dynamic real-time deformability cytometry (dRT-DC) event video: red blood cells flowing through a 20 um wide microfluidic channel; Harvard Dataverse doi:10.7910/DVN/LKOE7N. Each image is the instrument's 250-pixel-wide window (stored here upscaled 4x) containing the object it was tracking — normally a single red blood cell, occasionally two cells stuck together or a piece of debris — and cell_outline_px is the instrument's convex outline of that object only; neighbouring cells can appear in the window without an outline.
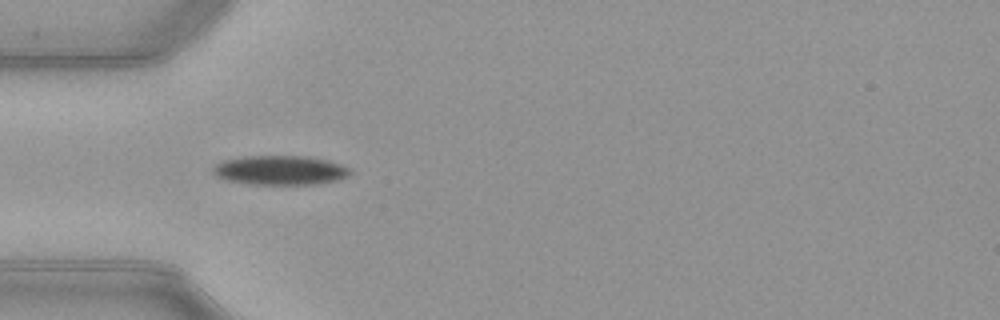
{"species": "common noctule bat (a hibernating species)", "species_latin": "Nyctalus noctula", "temperature_condition": "warm", "stored_images_in_passage": 37, "camera_frame_rate_fps": 3000, "um_per_image_px": 0.085, "animal": {"sex": "female", "body_mass_g": 21.9}, "frame": {"image": 1, "passage_image": 1, "time_ms": 0.0, "image_size_px": [1000, 320], "cell_outline_px": [[352, 172], [348, 176], [336, 180], [320, 184], [244, 184], [228, 180], [216, 176], [212, 172], [212, 168], [216, 164], [224, 160], [244, 156], [304, 156], [328, 160], [340, 164], [348, 168]], "centroid_in_image_um": [23.8, 14.47], "position_along_channel_um": 61.2, "area_um2": 23.47}}
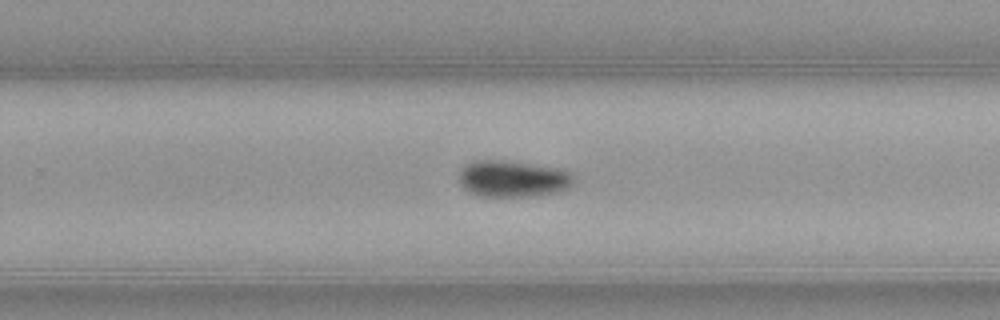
{"frame": {"image": 2, "passage_image": 18, "time_ms": 5.667, "image_size_px": [1000, 320], "cell_outline_px": [[572, 184], [568, 188], [556, 192], [536, 196], [480, 196], [468, 192], [460, 184], [460, 168], [464, 164], [472, 160], [500, 160], [528, 164], [552, 168], [568, 172], [572, 176]], "centroid_in_image_um": [43.5, 15.2], "position_along_channel_um": 286.3, "area_um2": 24.1}}
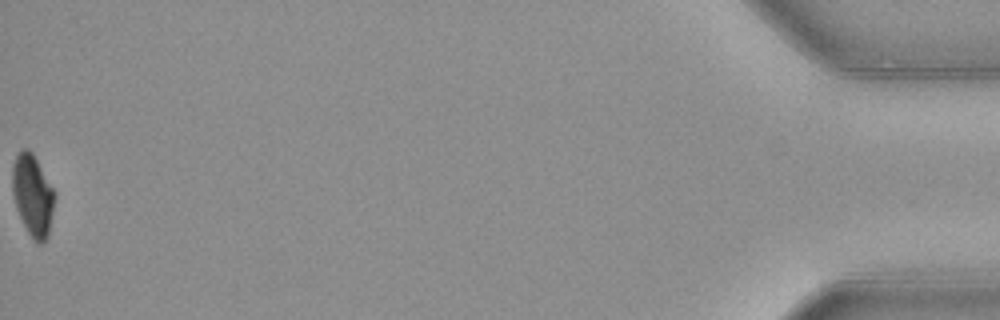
{"frame": {"image": 3, "passage_image": 37, "time_ms": 12.0, "image_size_px": [1000, 320], "cell_outline_px": [[56, 196], [48, 236], [40, 244], [36, 244], [32, 240], [16, 208], [12, 192], [12, 164], [20, 148], [28, 148], [32, 152], [56, 192]], "centroid_in_image_um": [2.78, 16.58], "position_along_channel_um": 432.4, "area_um2": 20.35}, "authors_computed_cell_mechanics": {"area_um2": 24.1026, "velocity_mm_per_s": 3.9909, "shape_relaxation_time_tau1_ms": 2.8863, "shape_relaxation_time_tau2_ms": null, "deformation_change_tau1": 0.1317, "deformation_change_tau2": null}}